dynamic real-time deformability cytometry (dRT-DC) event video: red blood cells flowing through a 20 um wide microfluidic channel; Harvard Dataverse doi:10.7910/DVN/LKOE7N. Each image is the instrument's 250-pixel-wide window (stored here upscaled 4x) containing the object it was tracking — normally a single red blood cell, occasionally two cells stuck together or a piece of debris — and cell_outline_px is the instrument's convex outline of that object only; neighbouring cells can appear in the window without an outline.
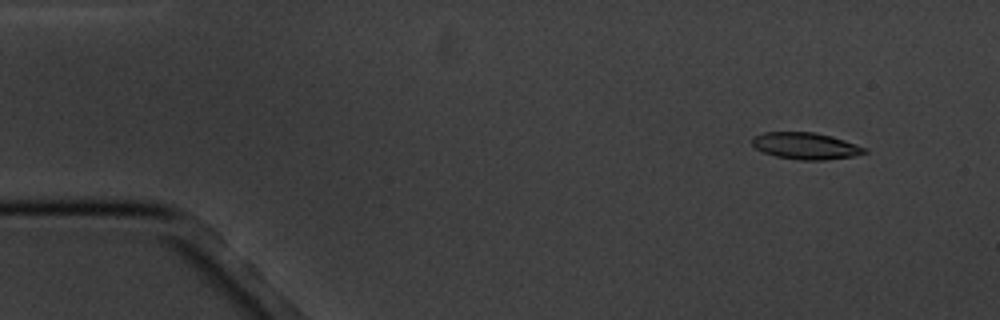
{"species": "common noctule bat (a hibernating species)", "species_latin": "Nyctalus noctula", "temperature_condition": "cold", "stored_images_in_passage": 5, "camera_frame_rate_fps": 3000, "um_per_image_px": 0.085, "animal": {"sex": "male", "body_mass_g": 20.1, "forearm_length_mm": 53.5}, "frame": {"image": 1, "passage_image": 2, "time_ms": 1.333, "image_size_px": [1000, 320], "cell_outline_px": [[868, 152], [852, 156], [824, 160], [796, 160], [776, 156], [764, 152], [756, 148], [752, 144], [752, 136], [764, 132], [816, 132], [832, 136], [868, 148]], "centroid_in_image_um": [68.48, 12.4], "position_along_channel_um": 16.5, "area_um2": 17.57}}
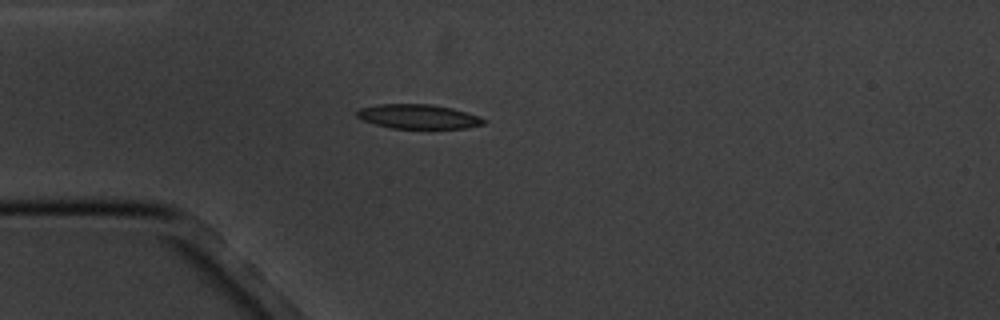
{"frame": {"image": 2, "passage_image": 5, "time_ms": 4.667, "image_size_px": [1000, 320], "cell_outline_px": [[488, 120], [484, 124], [468, 128], [392, 128], [376, 124], [364, 120], [356, 116], [356, 112], [360, 108], [376, 104], [432, 104], [452, 108], [480, 116]], "centroid_in_image_um": [35.59, 9.9], "position_along_channel_um": 49.4, "area_um2": 18.03}}